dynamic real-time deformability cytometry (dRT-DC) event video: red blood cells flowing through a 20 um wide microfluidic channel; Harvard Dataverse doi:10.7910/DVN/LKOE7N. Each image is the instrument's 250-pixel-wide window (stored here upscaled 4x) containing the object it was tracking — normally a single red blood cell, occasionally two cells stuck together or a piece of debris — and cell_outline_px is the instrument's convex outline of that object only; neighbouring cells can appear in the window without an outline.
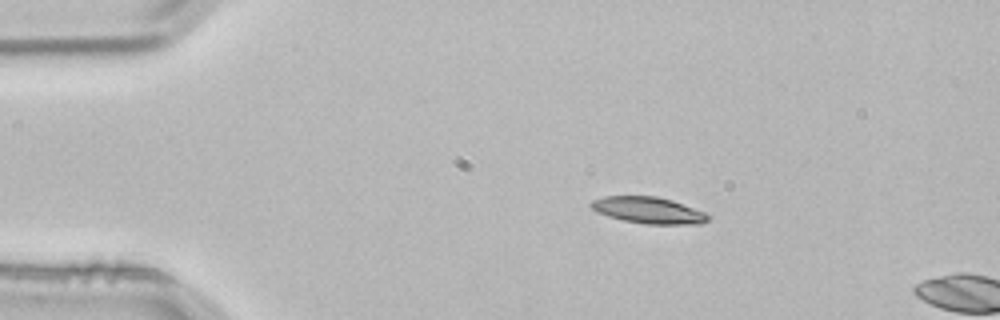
{"species": "common noctule bat (a hibernating species)", "species_latin": "Nyctalus noctula", "temperature_condition": "room temperature", "stored_images_in_passage": 3, "camera_frame_rate_fps": 3000, "um_per_image_px": 0.085, "animal": {"sex": "male", "body_mass_g": 21.5, "forearm_length_mm": 52.0}, "frame": {"image": 1, "passage_image": 2, "time_ms": 0.333, "image_size_px": [1000, 320], "cell_outline_px": [[712, 216], [708, 220], [700, 224], [644, 224], [624, 220], [608, 216], [596, 212], [588, 204], [592, 200], [604, 196], [656, 196], [672, 200], [704, 212]], "centroid_in_image_um": [55.1, 17.87], "position_along_channel_um": 29.9, "area_um2": 18.09}}